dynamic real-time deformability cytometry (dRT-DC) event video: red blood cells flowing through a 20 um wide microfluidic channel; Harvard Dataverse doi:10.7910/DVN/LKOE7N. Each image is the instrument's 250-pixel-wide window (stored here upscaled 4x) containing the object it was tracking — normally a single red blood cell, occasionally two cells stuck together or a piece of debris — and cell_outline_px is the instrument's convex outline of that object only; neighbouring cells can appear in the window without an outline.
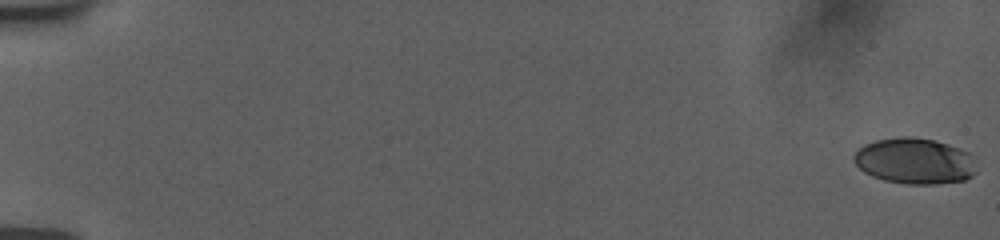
{"species": "human", "species_latin": "Homo sapiens", "temperature_condition": "room temperature", "stored_images_in_passage": 19, "camera_frame_rate_fps": 3000, "um_per_image_px": 0.085, "donor": {"sex": "female"}, "frame": {"image": 1, "passage_image": 1, "time_ms": 0.0, "image_size_px": [1000, 240], "cell_outline_px": [[976, 172], [972, 176], [964, 180], [936, 184], [904, 184], [884, 180], [872, 176], [864, 172], [852, 160], [852, 156], [864, 144], [876, 140], [900, 136], [912, 136], [932, 140], [948, 144], [960, 148], [968, 152]], "centroid_in_image_um": [77.7, 13.68], "position_along_channel_um": 7.3, "area_um2": 32.77}}
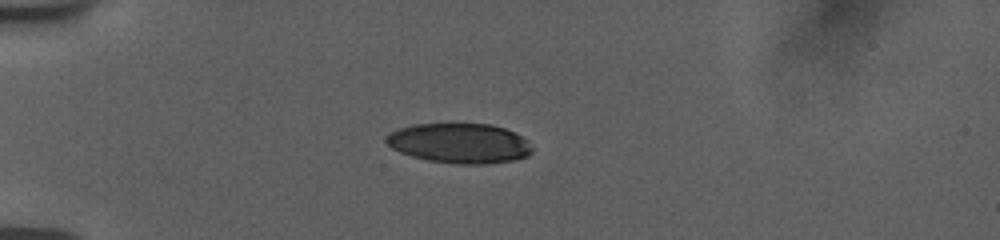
{"frame": {"image": 2, "passage_image": 14, "time_ms": 5.333, "image_size_px": [1000, 240], "cell_outline_px": [[532, 152], [528, 156], [512, 160], [488, 164], [456, 164], [428, 160], [412, 156], [400, 152], [392, 148], [384, 140], [392, 132], [400, 128], [412, 124], [488, 124], [504, 128], [528, 140], [532, 148]], "centroid_in_image_um": [39.07, 12.18], "position_along_channel_um": 45.9, "area_um2": 33.76}}